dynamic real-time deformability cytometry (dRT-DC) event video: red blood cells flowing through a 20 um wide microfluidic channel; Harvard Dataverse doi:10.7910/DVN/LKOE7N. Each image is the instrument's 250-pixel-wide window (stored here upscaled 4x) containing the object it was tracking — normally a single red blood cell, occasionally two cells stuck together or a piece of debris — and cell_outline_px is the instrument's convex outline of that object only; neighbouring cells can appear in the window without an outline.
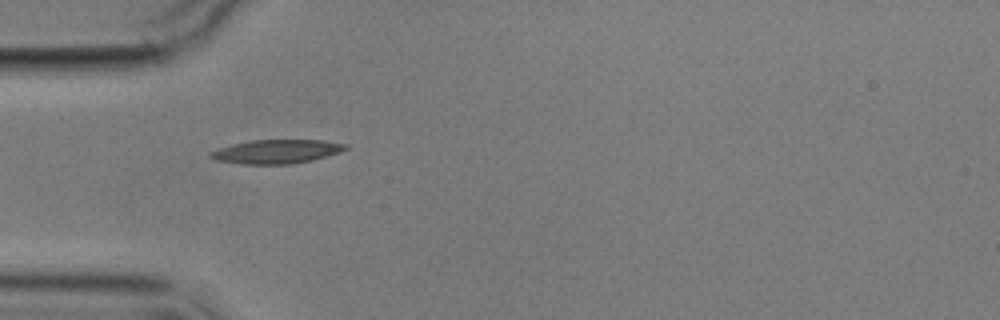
{"species": "common noctule bat (a hibernating species)", "species_latin": "Nyctalus noctula", "temperature_condition": "cold", "stored_images_in_passage": 4, "camera_frame_rate_fps": 3000, "um_per_image_px": 0.085, "animal": {"sex": "male", "body_mass_g": 17.9}, "frame": {"image": 1, "passage_image": 1, "time_ms": 0.0, "image_size_px": [1000, 320], "cell_outline_px": [[348, 148], [340, 152], [312, 160], [292, 164], [240, 164], [216, 160], [208, 156], [208, 152], [232, 144], [252, 140], [320, 140], [348, 144]], "centroid_in_image_um": [23.49, 12.88], "position_along_channel_um": 61.5, "area_um2": 18.79}}
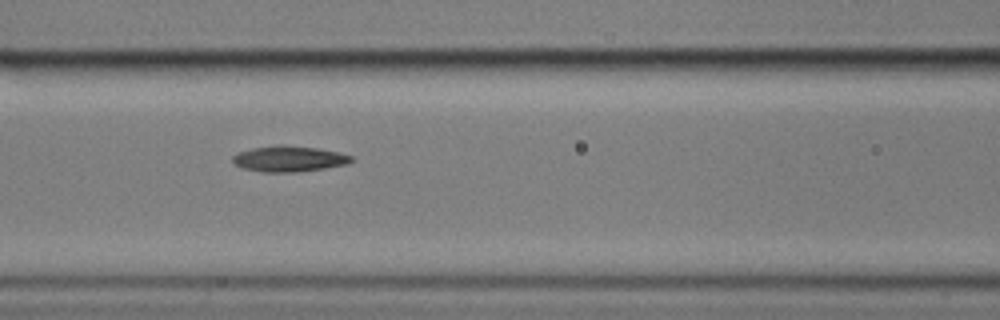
{"frame": {"image": 2, "passage_image": 3, "time_ms": 2.333, "image_size_px": [1000, 320], "cell_outline_px": [[356, 160], [348, 164], [300, 172], [264, 172], [240, 168], [232, 160], [232, 156], [236, 152], [252, 148], [280, 144], [316, 148], [336, 152], [352, 156]], "centroid_in_image_um": [24.55, 13.5], "position_along_channel_um": 142.1, "area_um2": 17.98}}
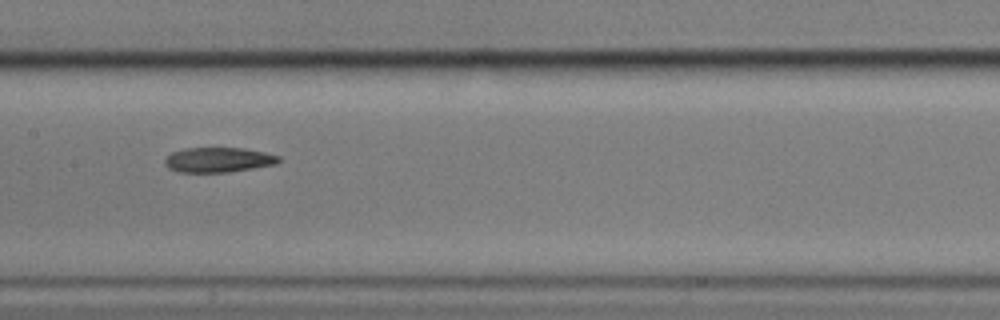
{"frame": {"image": 3, "passage_image": 4, "time_ms": 3.667, "image_size_px": [1000, 320], "cell_outline_px": [[280, 160], [276, 164], [228, 172], [180, 172], [168, 168], [164, 164], [164, 160], [172, 152], [184, 148], [244, 148], [264, 152], [280, 156]], "centroid_in_image_um": [18.55, 13.58], "position_along_channel_um": 188.9, "area_um2": 16.47}}